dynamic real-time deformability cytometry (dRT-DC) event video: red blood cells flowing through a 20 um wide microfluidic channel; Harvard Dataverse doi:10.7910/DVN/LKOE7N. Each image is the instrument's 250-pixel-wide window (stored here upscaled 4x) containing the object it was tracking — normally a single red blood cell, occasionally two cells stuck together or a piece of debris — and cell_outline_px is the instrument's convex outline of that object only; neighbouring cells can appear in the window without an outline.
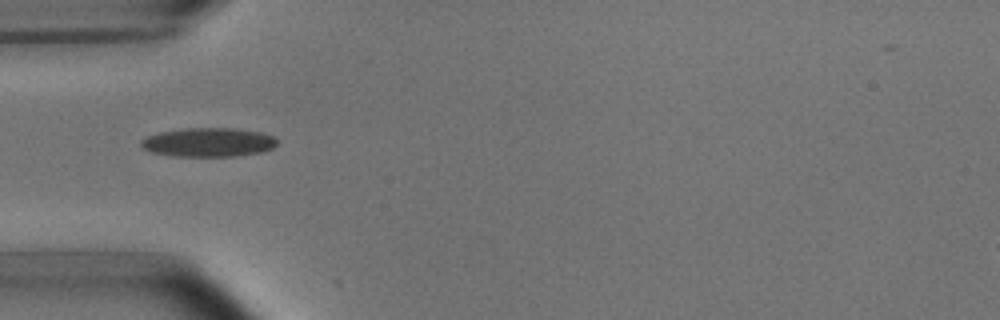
{"species": "common noctule bat (a hibernating species)", "species_latin": "Nyctalus noctula", "temperature_condition": "room temperature", "stored_images_in_passage": 2, "camera_frame_rate_fps": 3000, "um_per_image_px": 0.085, "animal": {"sex": "male", "body_mass_g": 15.6}, "frame": {"image": 1, "passage_image": 1, "time_ms": 0.0, "image_size_px": [1000, 320], "cell_outline_px": [[276, 144], [272, 148], [260, 152], [236, 156], [176, 156], [152, 152], [144, 148], [140, 144], [140, 140], [148, 136], [160, 132], [184, 128], [232, 128], [260, 132], [272, 136], [276, 140]], "centroid_in_image_um": [17.7, 12.09], "position_along_channel_um": 67.3, "area_um2": 22.72}}